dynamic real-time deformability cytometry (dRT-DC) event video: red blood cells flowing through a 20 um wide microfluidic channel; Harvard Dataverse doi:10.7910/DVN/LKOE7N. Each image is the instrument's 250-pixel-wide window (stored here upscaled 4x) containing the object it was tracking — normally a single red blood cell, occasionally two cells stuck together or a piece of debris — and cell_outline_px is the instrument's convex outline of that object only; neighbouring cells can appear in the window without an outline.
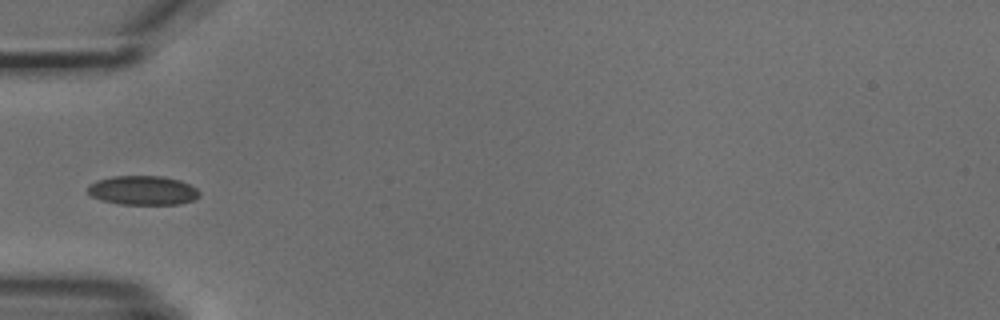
{"species": "common noctule bat (a hibernating species)", "species_latin": "Nyctalus noctula", "temperature_condition": "cold", "stored_images_in_passage": 5, "segment_of_instrument_passage": [2, 2], "camera_frame_rate_fps": 3000, "um_per_image_px": 0.085, "animal": {"sex": "male", "body_mass_g": 18.8}, "frame": {"image": 1, "passage_image": 5, "time_ms": 4.667, "image_size_px": [1000, 320], "cell_outline_px": [[200, 196], [192, 200], [180, 204], [120, 204], [100, 200], [92, 196], [88, 192], [88, 184], [96, 180], [112, 176], [164, 176], [180, 180], [196, 188], [200, 192]], "centroid_in_image_um": [12.13, 16.17], "position_along_channel_um": 72.9, "area_um2": 19.07}}